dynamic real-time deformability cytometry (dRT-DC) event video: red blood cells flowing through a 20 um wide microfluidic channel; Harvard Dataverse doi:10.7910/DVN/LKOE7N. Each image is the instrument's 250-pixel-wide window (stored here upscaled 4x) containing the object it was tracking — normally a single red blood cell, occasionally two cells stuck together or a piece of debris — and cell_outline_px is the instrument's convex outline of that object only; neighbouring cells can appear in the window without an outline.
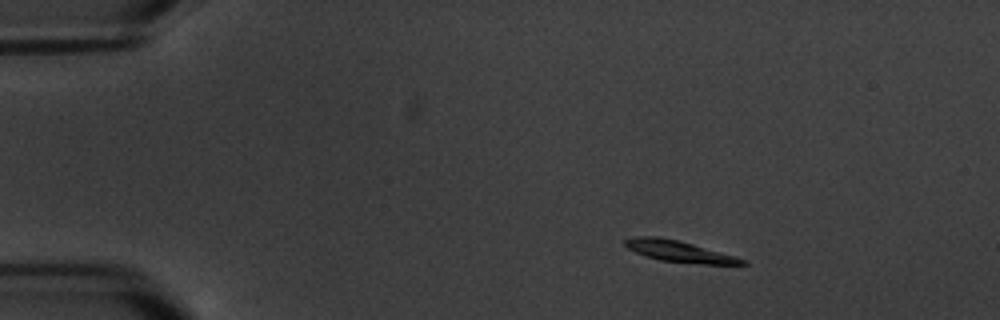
{"species": "common noctule bat (a hibernating species)", "species_latin": "Nyctalus noctula", "temperature_condition": "warm", "stored_images_in_passage": 5, "camera_frame_rate_fps": 3000, "um_per_image_px": 0.085, "animal": {"sex": "male", "body_mass_g": 20.1, "forearm_length_mm": 53.5}, "frame": {"image": 1, "passage_image": 2, "time_ms": 1.333, "image_size_px": [1000, 320], "cell_outline_px": [[748, 264], [704, 264], [660, 260], [644, 256], [628, 248], [624, 244], [624, 240], [636, 236], [660, 236], [680, 240], [736, 256], [748, 260]], "centroid_in_image_um": [57.74, 21.35], "position_along_channel_um": 27.3, "area_um2": 14.62}}
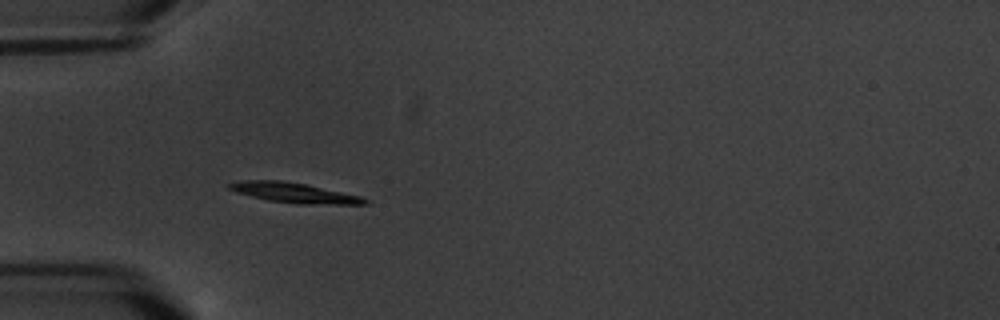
{"frame": {"image": 2, "passage_image": 4, "time_ms": 4.333, "image_size_px": [1000, 320], "cell_outline_px": [[368, 204], [296, 204], [268, 200], [236, 192], [228, 188], [224, 184], [240, 180], [280, 180], [304, 184], [360, 196], [368, 200]], "centroid_in_image_um": [24.94, 16.38], "position_along_channel_um": 60.1, "area_um2": 15.72}}